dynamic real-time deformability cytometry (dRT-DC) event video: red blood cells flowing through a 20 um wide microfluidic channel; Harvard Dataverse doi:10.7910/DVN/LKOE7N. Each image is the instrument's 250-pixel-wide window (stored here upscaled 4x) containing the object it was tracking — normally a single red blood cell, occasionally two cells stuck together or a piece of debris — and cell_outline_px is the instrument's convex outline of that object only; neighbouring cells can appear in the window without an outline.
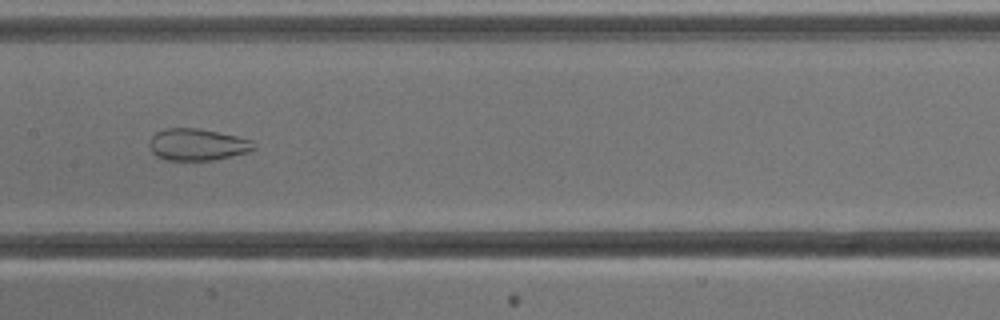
{"species": "common noctule bat (a hibernating species)", "species_latin": "Nyctalus noctula", "temperature_condition": "cold", "stored_images_in_passage": 8, "camera_frame_rate_fps": 3000, "um_per_image_px": 0.085, "animal": {"sex": "male", "body_mass_g": 13.3}, "frame": {"image": 1, "passage_image": 8, "time_ms": 8.333, "image_size_px": [1000, 320], "cell_outline_px": [[256, 148], [248, 152], [212, 160], [164, 160], [156, 156], [152, 152], [148, 144], [152, 136], [156, 132], [164, 128], [200, 128], [236, 136], [252, 140], [256, 144]], "centroid_in_image_um": [16.76, 12.28], "position_along_channel_um": 190.6, "area_um2": 19.48}}